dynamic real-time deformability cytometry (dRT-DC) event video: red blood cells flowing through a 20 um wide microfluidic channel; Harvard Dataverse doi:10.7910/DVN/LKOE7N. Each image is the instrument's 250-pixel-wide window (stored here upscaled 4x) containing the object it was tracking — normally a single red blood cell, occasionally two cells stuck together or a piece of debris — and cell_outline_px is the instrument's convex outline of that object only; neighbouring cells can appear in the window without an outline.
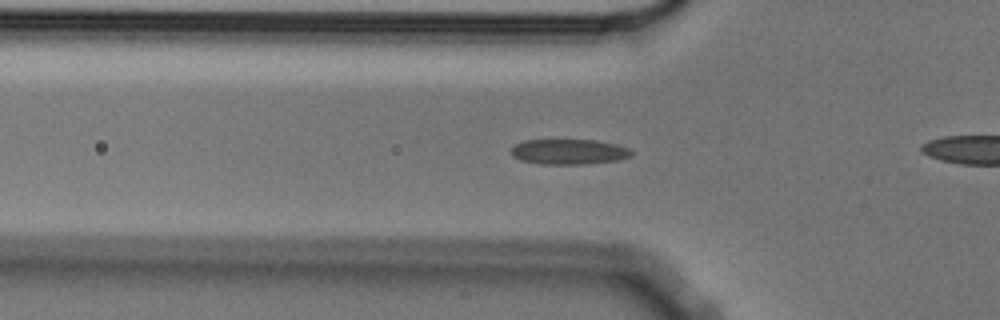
{"species": "Egyptian fruit bat (a non-hibernating species)", "species_latin": "Rousettus aegyptiacus", "temperature_condition": "cold", "stored_images_in_passage": 45, "camera_frame_rate_fps": 3000, "um_per_image_px": 0.085, "animal": {"sex": "male"}, "frame": {"image": 1, "passage_image": 7, "time_ms": 2.0, "image_size_px": [1000, 320], "cell_outline_px": [[632, 156], [620, 160], [588, 164], [544, 164], [520, 160], [512, 156], [512, 148], [516, 144], [524, 140], [596, 140], [616, 144], [628, 148], [632, 152]], "centroid_in_image_um": [48.39, 12.9], "position_along_channel_um": 77.4, "area_um2": 17.74}}
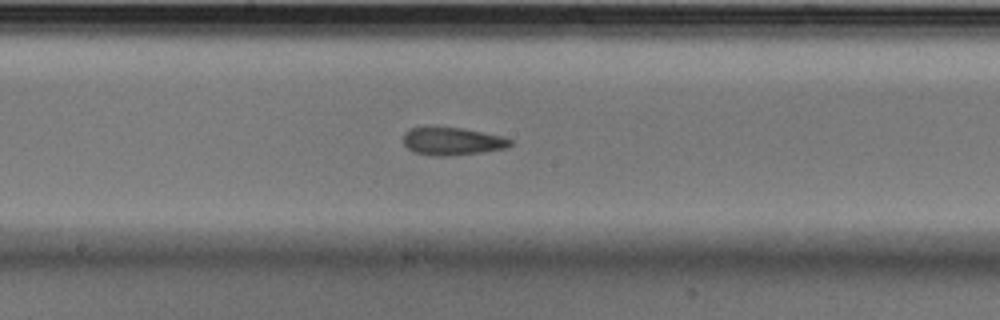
{"frame": {"image": 2, "passage_image": 18, "time_ms": 5.667, "image_size_px": [1000, 320], "cell_outline_px": [[512, 144], [508, 148], [484, 152], [452, 156], [432, 156], [416, 152], [408, 148], [404, 144], [404, 132], [408, 128], [464, 128], [500, 136], [512, 140]], "centroid_in_image_um": [38.47, 12.03], "position_along_channel_um": 209.7, "area_um2": 17.22}}
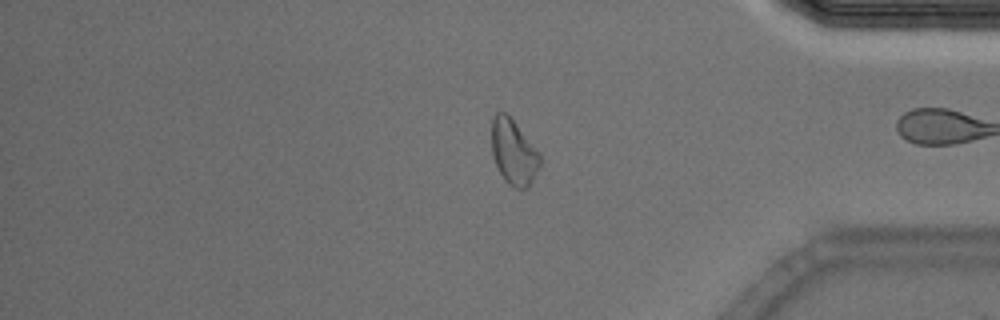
{"frame": {"image": 3, "passage_image": 35, "time_ms": 11.333, "image_size_px": [1000, 320], "cell_outline_px": [[540, 168], [528, 188], [516, 188], [508, 184], [504, 180], [496, 164], [492, 152], [492, 116], [496, 112], [504, 112], [516, 124], [540, 152]], "centroid_in_image_um": [43.67, 12.95], "position_along_channel_um": 391.5, "area_um2": 18.32}, "authors_computed_cell_mechanics": {"area_um2": 17.8602, "velocity_mm_per_s": 3.5783, "shape_relaxation_time_tau1_ms": 10.7152, "shape_relaxation_time_tau2_ms": 2.962, "deformation_change_tau1": 0.1831, "deformation_change_tau2": 0.1024}}